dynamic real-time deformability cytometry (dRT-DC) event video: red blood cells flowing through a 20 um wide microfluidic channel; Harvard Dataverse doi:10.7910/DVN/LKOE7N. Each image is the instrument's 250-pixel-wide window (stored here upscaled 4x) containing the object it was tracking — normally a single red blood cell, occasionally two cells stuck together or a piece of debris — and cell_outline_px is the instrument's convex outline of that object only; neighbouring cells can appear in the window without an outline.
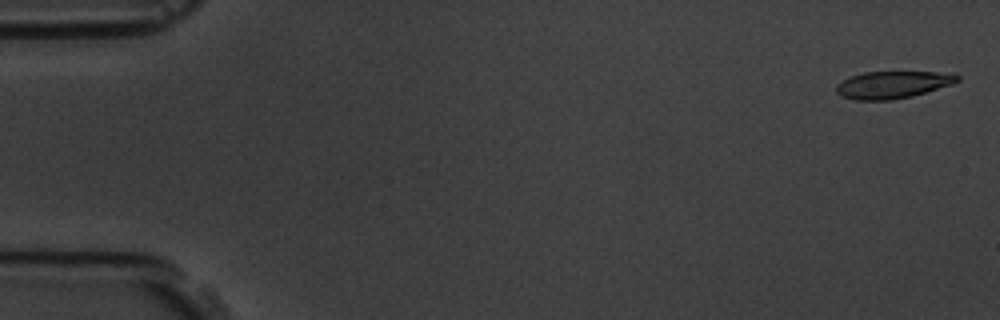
{"species": "common noctule bat (a hibernating species)", "species_latin": "Nyctalus noctula", "temperature_condition": "room temperature", "stored_images_in_passage": 9, "camera_frame_rate_fps": 3000, "um_per_image_px": 0.085, "animal": {"sex": "male", "body_mass_g": 19.5, "forearm_length_mm": 54.6}, "frame": {"image": 1, "passage_image": 1, "time_ms": 0.0, "image_size_px": [1000, 320], "cell_outline_px": [[960, 80], [952, 84], [912, 96], [892, 100], [856, 100], [840, 96], [836, 92], [836, 84], [852, 76], [864, 72], [956, 72], [960, 76]], "centroid_in_image_um": [75.91, 7.2], "position_along_channel_um": 9.1, "area_um2": 19.31}}
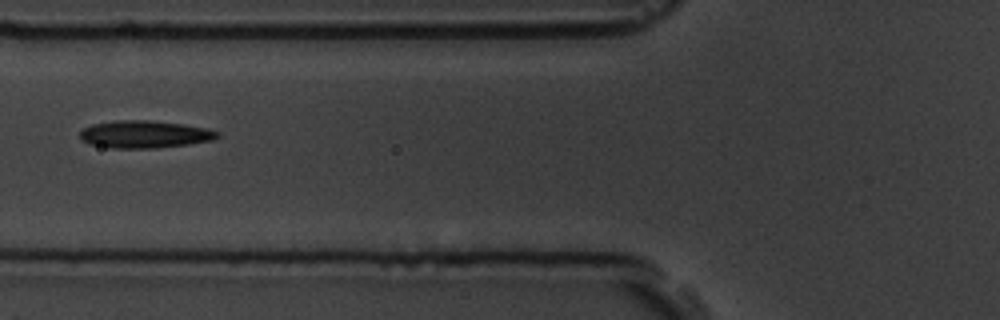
{"frame": {"image": 2, "passage_image": 6, "time_ms": 6.667, "image_size_px": [1000, 320], "cell_outline_px": [[220, 136], [212, 140], [188, 144], [156, 148], [108, 148], [88, 144], [80, 140], [80, 132], [84, 128], [92, 124], [116, 120], [148, 120], [184, 124], [208, 128], [220, 132]], "centroid_in_image_um": [12.28, 11.42], "position_along_channel_um": 113.5, "area_um2": 22.2}}
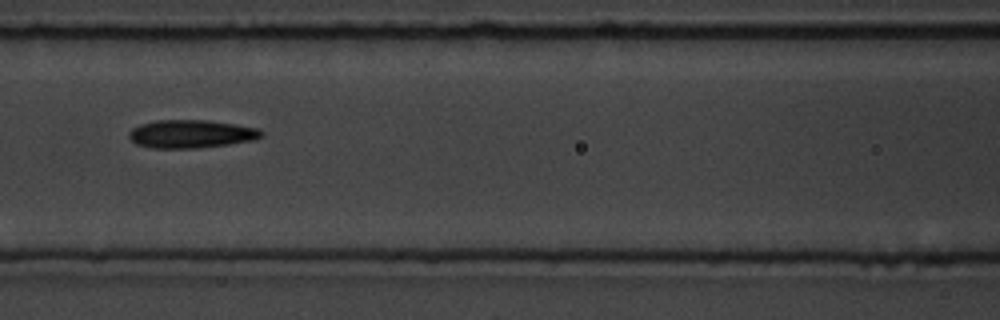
{"frame": {"image": 3, "passage_image": 7, "time_ms": 7.667, "image_size_px": [1000, 320], "cell_outline_px": [[264, 136], [252, 140], [228, 144], [196, 148], [152, 148], [136, 144], [128, 136], [128, 132], [132, 128], [140, 124], [156, 120], [208, 120], [236, 124], [260, 128], [264, 132]], "centroid_in_image_um": [16.26, 11.37], "position_along_channel_um": 150.3, "area_um2": 21.85}}